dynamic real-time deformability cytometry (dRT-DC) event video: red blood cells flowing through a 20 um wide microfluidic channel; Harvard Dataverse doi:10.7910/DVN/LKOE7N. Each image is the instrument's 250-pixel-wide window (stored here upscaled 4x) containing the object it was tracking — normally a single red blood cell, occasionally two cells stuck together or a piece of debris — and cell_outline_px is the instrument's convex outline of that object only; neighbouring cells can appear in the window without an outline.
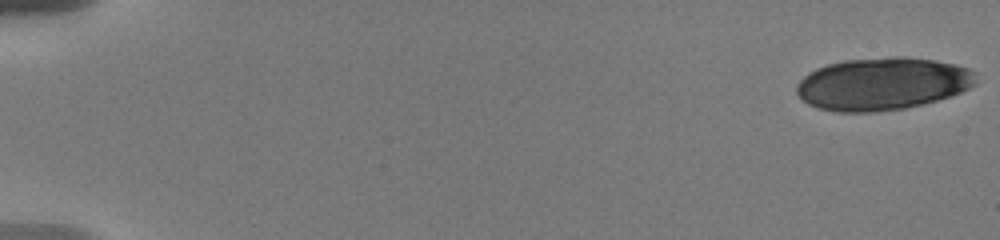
{"species": "human", "species_latin": "Homo sapiens", "temperature_condition": "warm", "stored_images_in_passage": 33, "camera_frame_rate_fps": 3000, "um_per_image_px": 0.085, "donor": {"sex": "male"}, "frame": {"image": 1, "passage_image": 1, "time_ms": 0.0, "image_size_px": [1000, 240], "cell_outline_px": [[976, 84], [952, 96], [904, 108], [872, 112], [836, 112], [820, 108], [808, 104], [796, 92], [796, 84], [808, 72], [816, 68], [828, 64], [844, 60], [892, 56], [904, 56], [936, 60], [956, 64], [968, 68], [976, 72]], "centroid_in_image_um": [75.02, 7.11], "position_along_channel_um": 10.0, "area_um2": 55.14}}